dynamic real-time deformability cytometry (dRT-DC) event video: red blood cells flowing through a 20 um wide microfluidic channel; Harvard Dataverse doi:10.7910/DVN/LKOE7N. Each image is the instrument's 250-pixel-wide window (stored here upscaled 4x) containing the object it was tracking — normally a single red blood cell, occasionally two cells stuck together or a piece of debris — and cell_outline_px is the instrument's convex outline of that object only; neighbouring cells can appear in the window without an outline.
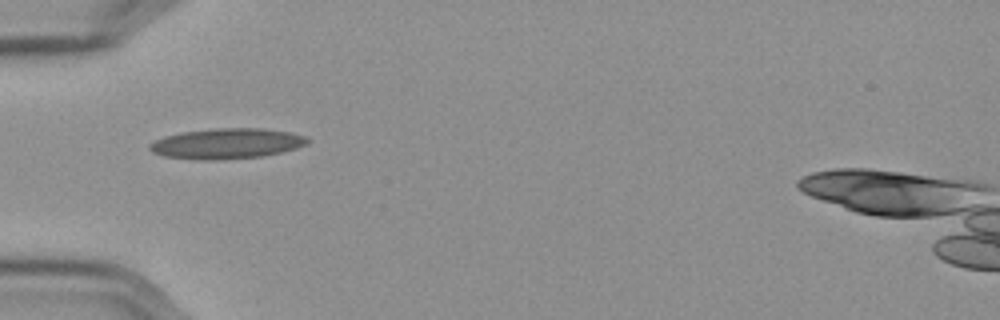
{"species": "Egyptian fruit bat (a non-hibernating species)", "species_latin": "Rousettus aegyptiacus", "temperature_condition": "cold", "stored_images_in_passage": 39, "camera_frame_rate_fps": 3000, "um_per_image_px": 0.085, "frame": {"image": 1, "passage_image": 1, "time_ms": 0.0, "image_size_px": [1000, 320], "cell_outline_px": [[312, 140], [308, 144], [296, 148], [280, 152], [260, 156], [224, 160], [196, 160], [164, 156], [152, 152], [148, 148], [148, 144], [164, 136], [180, 132], [216, 128], [260, 128], [288, 132], [304, 136]], "centroid_in_image_um": [19.24, 12.21], "position_along_channel_um": 65.8, "area_um2": 28.09}}
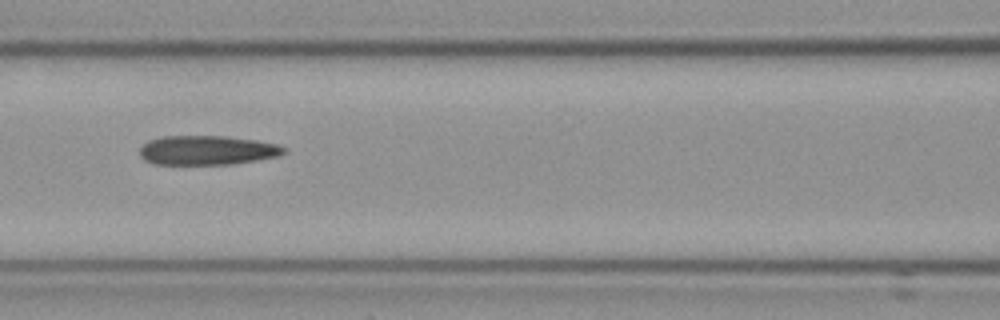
{"frame": {"image": 2, "passage_image": 8, "time_ms": 2.333, "image_size_px": [1000, 320], "cell_outline_px": [[288, 152], [280, 156], [256, 160], [228, 164], [152, 164], [144, 160], [140, 156], [140, 148], [148, 140], [164, 136], [228, 136], [256, 140], [276, 144], [288, 148]], "centroid_in_image_um": [17.63, 12.77], "position_along_channel_um": 149.0, "area_um2": 24.8}}
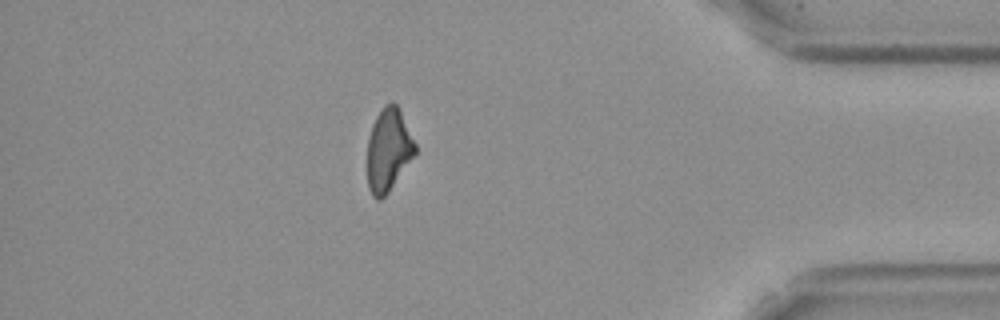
{"frame": {"image": 3, "passage_image": 32, "time_ms": 10.333, "image_size_px": [1000, 320], "cell_outline_px": [[416, 156], [388, 192], [380, 200], [376, 200], [372, 196], [368, 188], [368, 140], [372, 124], [376, 116], [384, 104], [396, 104], [416, 144]], "centroid_in_image_um": [33.02, 12.79], "position_along_channel_um": 402.2, "area_um2": 23.0}, "authors_computed_cell_mechanics": {"area_um2": 24.7962, "velocity_mm_per_s": 3.6021, "shape_relaxation_time_tau1_ms": null, "shape_relaxation_time_tau2_ms": 5.0587, "deformation_change_tau1": null, "deformation_change_tau2": 0.1574}}